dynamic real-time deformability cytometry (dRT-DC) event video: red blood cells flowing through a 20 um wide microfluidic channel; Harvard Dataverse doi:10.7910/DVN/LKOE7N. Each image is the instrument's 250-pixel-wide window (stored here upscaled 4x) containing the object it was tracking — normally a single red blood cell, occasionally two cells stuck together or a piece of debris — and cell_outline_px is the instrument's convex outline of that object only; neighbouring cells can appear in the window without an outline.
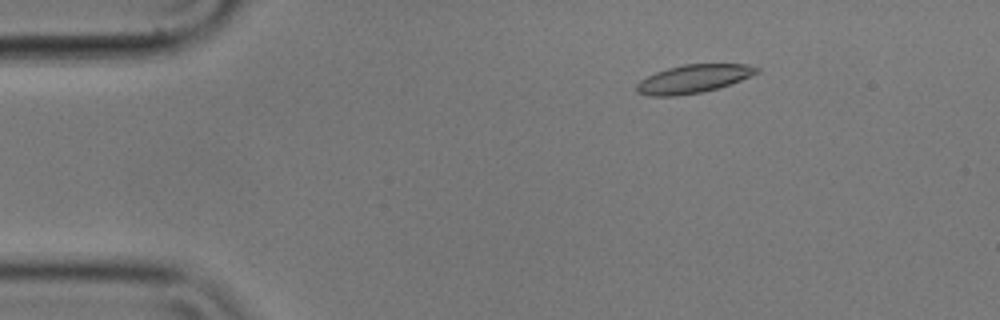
{"species": "common noctule bat (a hibernating species)", "species_latin": "Nyctalus noctula", "temperature_condition": "cold", "stored_images_in_passage": 57, "camera_frame_rate_fps": 3000, "um_per_image_px": 0.085, "animal": {"sex": "male", "body_mass_g": 17.9}, "frame": {"image": 1, "passage_image": 9, "time_ms": 2.667, "image_size_px": [1000, 320], "cell_outline_px": [[760, 72], [720, 88], [700, 92], [676, 96], [648, 96], [636, 92], [636, 84], [640, 80], [656, 72], [668, 68], [684, 64], [748, 64], [760, 68]], "centroid_in_image_um": [58.93, 6.7], "position_along_channel_um": 26.1, "area_um2": 19.83}}
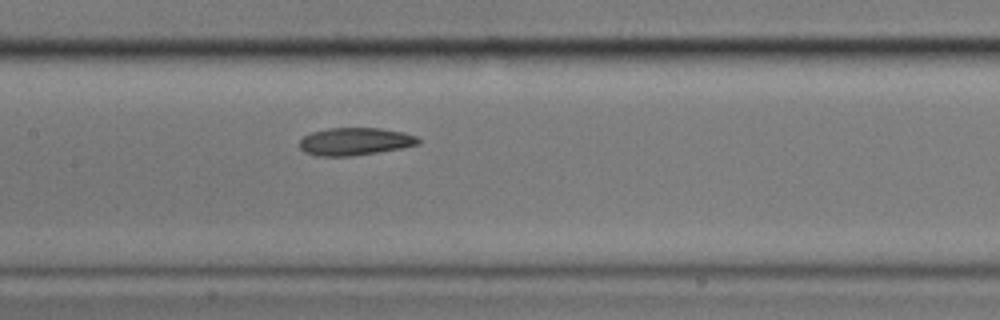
{"frame": {"image": 2, "passage_image": 27, "time_ms": 8.667, "image_size_px": [1000, 320], "cell_outline_px": [[420, 144], [400, 148], [352, 156], [316, 156], [304, 152], [300, 148], [300, 140], [304, 136], [312, 132], [328, 128], [380, 128], [404, 132], [416, 136], [420, 140]], "centroid_in_image_um": [30.16, 12.02], "position_along_channel_um": 177.2, "area_um2": 19.07}}
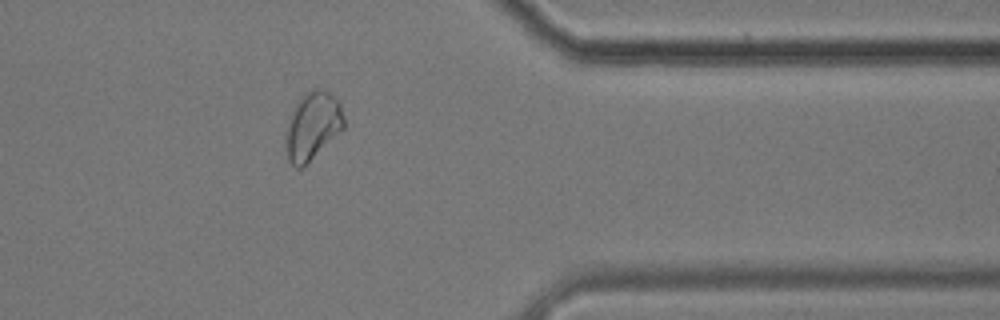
{"frame": {"image": 3, "passage_image": 46, "time_ms": 15.0, "image_size_px": [1000, 320], "cell_outline_px": [[344, 128], [300, 168], [296, 168], [288, 160], [284, 148], [284, 132], [292, 112], [300, 96], [304, 92], [312, 88], [324, 88], [340, 104], [344, 116]], "centroid_in_image_um": [26.52, 10.67], "position_along_channel_um": 384.9, "area_um2": 22.95}, "authors_computed_cell_mechanics": {"area_um2": 19.8254, "velocity_mm_per_s": 3.5114, "shape_relaxation_time_tau1_ms": 4.2995, "shape_relaxation_time_tau2_ms": 4.4352, "deformation_change_tau1": 0.1277, "deformation_change_tau2": 0.1161}}